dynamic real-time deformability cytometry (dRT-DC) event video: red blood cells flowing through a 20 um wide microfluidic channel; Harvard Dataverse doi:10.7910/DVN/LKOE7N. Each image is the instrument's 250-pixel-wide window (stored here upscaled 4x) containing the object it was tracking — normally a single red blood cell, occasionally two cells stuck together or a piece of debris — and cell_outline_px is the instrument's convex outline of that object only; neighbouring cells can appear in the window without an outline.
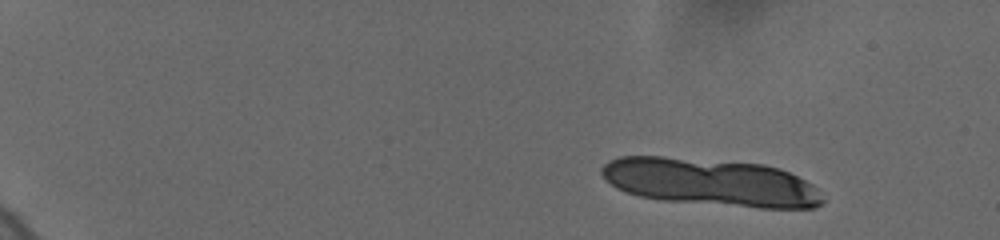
{"species": "human", "species_latin": "Homo sapiens", "temperature_condition": "cold", "stored_images_in_passage": 33, "camera_frame_rate_fps": 3000, "um_per_image_px": 0.085, "donor": {"sex": "female"}, "frame": {"image": 1, "passage_image": 1, "time_ms": 0.0, "image_size_px": [1000, 240], "cell_outline_px": [[824, 204], [812, 208], [760, 208], [664, 200], [640, 196], [616, 188], [604, 180], [600, 172], [600, 168], [608, 160], [620, 156], [664, 156], [764, 164], [780, 168], [812, 184], [816, 188], [824, 200]], "centroid_in_image_um": [60.38, 15.48], "position_along_channel_um": 24.6, "area_um2": 61.33}}